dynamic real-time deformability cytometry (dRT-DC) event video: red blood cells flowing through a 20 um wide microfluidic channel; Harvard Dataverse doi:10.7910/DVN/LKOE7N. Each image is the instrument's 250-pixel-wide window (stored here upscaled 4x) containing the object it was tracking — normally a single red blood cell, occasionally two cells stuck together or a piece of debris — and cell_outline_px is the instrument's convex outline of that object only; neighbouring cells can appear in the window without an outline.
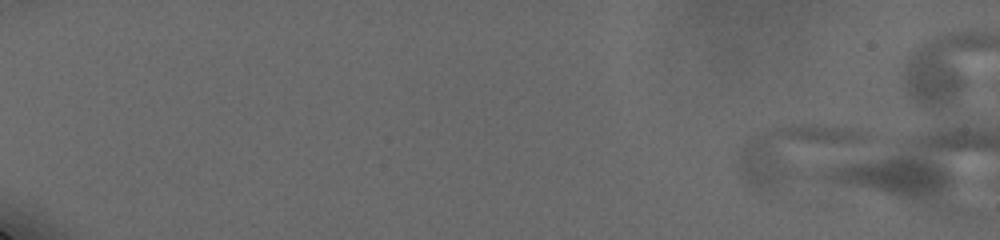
{"species": "human", "species_latin": "Homo sapiens", "temperature_condition": "cold", "stored_images_in_passage": 16, "camera_frame_rate_fps": 3000, "um_per_image_px": 0.085, "donor": {"sex": "male"}, "frame": {"image": 1, "passage_image": 1, "time_ms": 0.0, "image_size_px": [1000, 240], "cell_outline_px": [[864, 136], [860, 140], [768, 188], [760, 192], [752, 188], [744, 180], [740, 172], [736, 152], [776, 128], [800, 124], [812, 124], [848, 128]], "centroid_in_image_um": [67.19, 12.94], "position_along_channel_um": 17.8, "area_um2": 34.28}}